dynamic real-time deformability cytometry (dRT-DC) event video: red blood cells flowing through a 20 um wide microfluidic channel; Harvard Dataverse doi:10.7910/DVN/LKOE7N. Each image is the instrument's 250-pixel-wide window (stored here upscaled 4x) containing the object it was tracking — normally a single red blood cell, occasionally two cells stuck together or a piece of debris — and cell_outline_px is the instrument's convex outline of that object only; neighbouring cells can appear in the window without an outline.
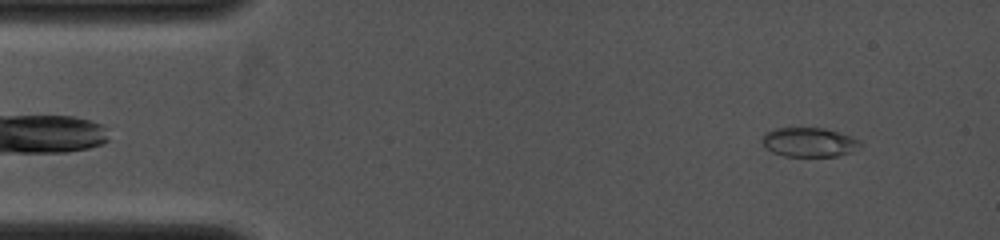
{"species": "common noctule bat (a hibernating species)", "species_latin": "Nyctalus noctula", "temperature_condition": "cold", "stored_images_in_passage": 7, "camera_frame_rate_fps": 4000, "um_per_image_px": 0.085, "animal": {"sex": "female", "body_mass_g": 19.0, "forearm_length_mm": 53.3}, "frame": {"image": 1, "passage_image": 2, "time_ms": 0.5, "image_size_px": [1000, 240], "cell_outline_px": [[864, 144], [860, 148], [852, 152], [836, 156], [784, 156], [772, 152], [764, 148], [760, 140], [768, 132], [776, 128], [824, 128], [840, 132], [860, 140]], "centroid_in_image_um": [68.8, 12.09], "position_along_channel_um": 16.2, "area_um2": 16.94}}
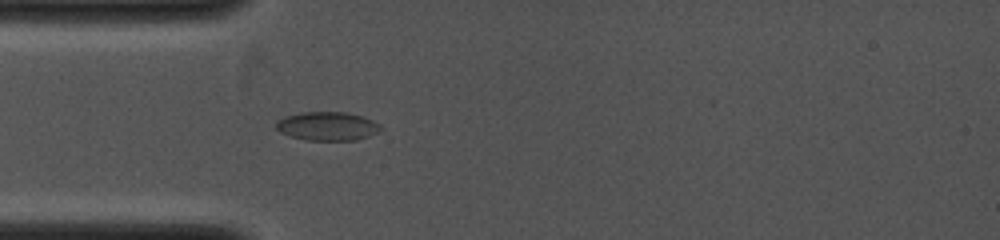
{"frame": {"image": 2, "passage_image": 7, "time_ms": 3.0, "image_size_px": [1000, 240], "cell_outline_px": [[384, 128], [380, 132], [356, 140], [308, 140], [292, 136], [280, 132], [276, 128], [276, 120], [284, 116], [300, 112], [344, 112], [364, 116], [380, 124]], "centroid_in_image_um": [27.85, 10.71], "position_along_channel_um": 57.1, "area_um2": 17.63}}